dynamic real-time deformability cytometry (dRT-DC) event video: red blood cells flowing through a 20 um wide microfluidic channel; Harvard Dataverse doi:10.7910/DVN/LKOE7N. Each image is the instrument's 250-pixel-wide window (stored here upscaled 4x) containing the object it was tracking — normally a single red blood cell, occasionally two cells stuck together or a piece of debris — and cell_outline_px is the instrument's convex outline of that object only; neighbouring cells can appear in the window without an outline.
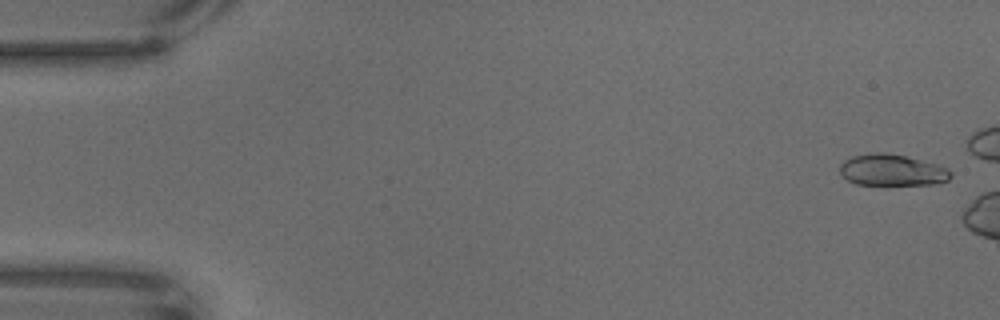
{"species": "common noctule bat (a hibernating species)", "species_latin": "Nyctalus noctula", "temperature_condition": "warm", "stored_images_in_passage": 7, "camera_frame_rate_fps": 3000, "um_per_image_px": 0.085, "animal": {"sex": "male", "body_mass_g": 18.8}, "frame": {"image": 1, "passage_image": 2, "time_ms": 0.333, "image_size_px": [1000, 320], "cell_outline_px": [[952, 176], [948, 180], [932, 184], [856, 184], [848, 180], [840, 172], [840, 164], [844, 160], [852, 156], [876, 152], [884, 152], [904, 156], [940, 164], [948, 168], [952, 172]], "centroid_in_image_um": [75.85, 14.45], "position_along_channel_um": 9.1, "area_um2": 20.23}}